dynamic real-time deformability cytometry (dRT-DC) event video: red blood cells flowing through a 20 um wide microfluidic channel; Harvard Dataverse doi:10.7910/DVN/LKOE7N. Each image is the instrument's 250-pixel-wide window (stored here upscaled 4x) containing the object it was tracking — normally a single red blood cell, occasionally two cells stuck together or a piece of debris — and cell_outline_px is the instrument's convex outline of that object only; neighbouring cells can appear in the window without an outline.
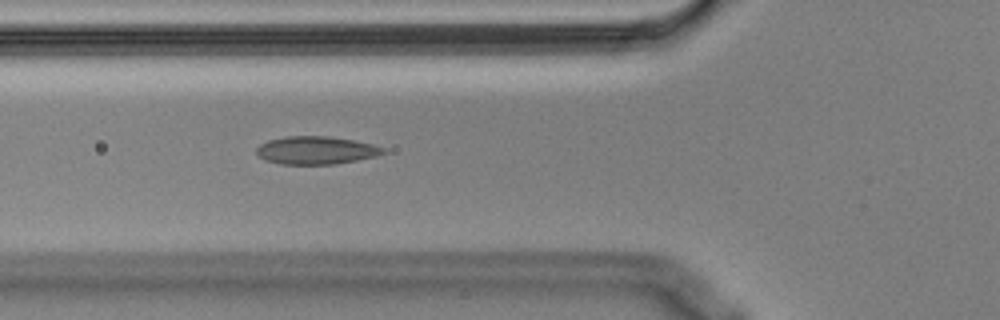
{"species": "Egyptian fruit bat (a non-hibernating species)", "species_latin": "Rousettus aegyptiacus", "temperature_condition": "cold", "stored_images_in_passage": 39, "camera_frame_rate_fps": 3000, "um_per_image_px": 0.085, "animal": {"sex": "male"}, "frame": {"image": 1, "passage_image": 4, "time_ms": 1.0, "image_size_px": [1000, 320], "cell_outline_px": [[388, 152], [376, 156], [356, 160], [332, 164], [280, 164], [264, 160], [256, 152], [256, 148], [260, 144], [268, 140], [284, 136], [328, 136], [352, 140], [372, 144], [388, 148]], "centroid_in_image_um": [26.88, 12.77], "position_along_channel_um": 98.9, "area_um2": 20.69}}
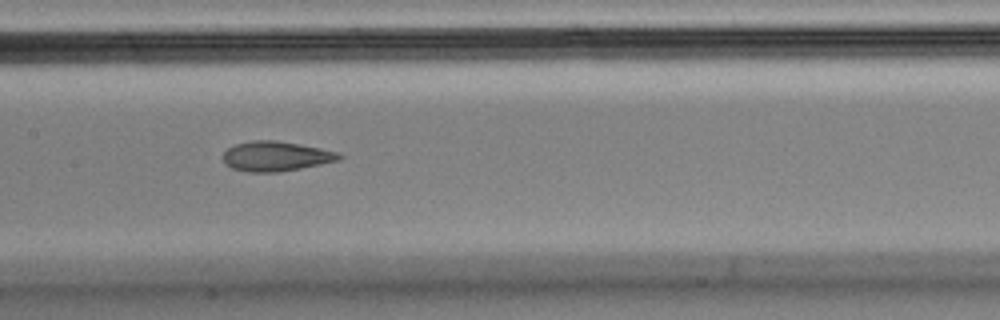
{"frame": {"image": 2, "passage_image": 11, "time_ms": 3.333, "image_size_px": [1000, 320], "cell_outline_px": [[344, 156], [340, 160], [280, 172], [248, 172], [232, 168], [224, 164], [220, 156], [228, 148], [236, 144], [252, 140], [276, 140], [300, 144], [320, 148], [336, 152]], "centroid_in_image_um": [23.4, 13.28], "position_along_channel_um": 184.0, "area_um2": 20.29}}
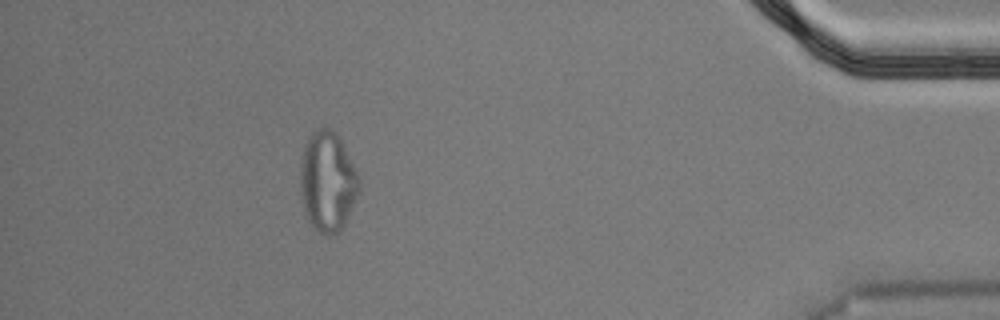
{"frame": {"image": 3, "passage_image": 34, "time_ms": 11.0, "image_size_px": [1000, 320], "cell_outline_px": [[360, 192], [344, 224], [336, 232], [328, 236], [324, 236], [312, 224], [304, 212], [300, 196], [300, 160], [304, 144], [312, 132], [316, 128], [332, 128], [336, 132], [356, 168], [360, 176]], "centroid_in_image_um": [27.84, 15.4], "position_along_channel_um": 407.4, "area_um2": 34.68}, "authors_computed_cell_mechanics": {"area_um2": 20.9814, "velocity_mm_per_s": 3.6092, "shape_relaxation_time_tau1_ms": null, "shape_relaxation_time_tau2_ms": 3.0771, "deformation_change_tau1": null, "deformation_change_tau2": 0.0835}}